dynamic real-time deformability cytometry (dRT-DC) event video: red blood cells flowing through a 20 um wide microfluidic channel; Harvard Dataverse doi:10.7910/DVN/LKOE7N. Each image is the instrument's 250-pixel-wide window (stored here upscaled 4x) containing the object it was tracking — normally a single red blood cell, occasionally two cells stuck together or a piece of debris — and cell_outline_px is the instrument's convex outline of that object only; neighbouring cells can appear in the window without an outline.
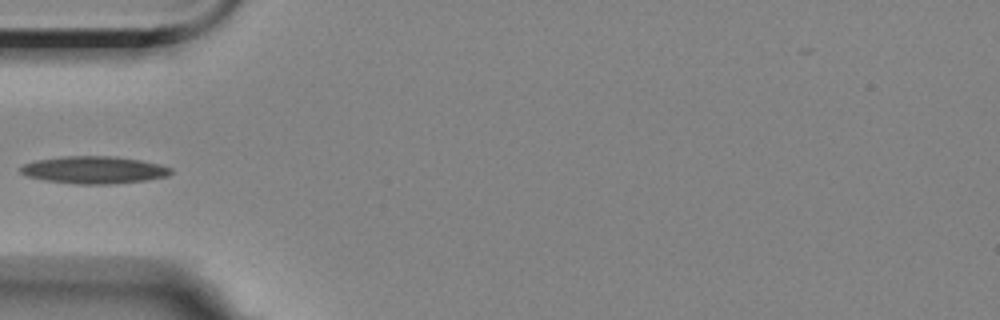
{"species": "Egyptian fruit bat (a non-hibernating species)", "species_latin": "Rousettus aegyptiacus", "temperature_condition": "room temperature", "stored_images_in_passage": 7, "camera_frame_rate_fps": 3000, "um_per_image_px": 0.085, "animal": {"sex": "female"}, "frame": {"image": 1, "passage_image": 7, "time_ms": 7.667, "image_size_px": [1000, 320], "cell_outline_px": [[172, 172], [168, 176], [144, 180], [108, 184], [76, 184], [44, 180], [28, 176], [20, 172], [20, 168], [24, 164], [36, 160], [64, 156], [116, 156], [140, 160], [160, 164], [172, 168]], "centroid_in_image_um": [8.0, 14.44], "position_along_channel_um": 77.0, "area_um2": 23.87}}